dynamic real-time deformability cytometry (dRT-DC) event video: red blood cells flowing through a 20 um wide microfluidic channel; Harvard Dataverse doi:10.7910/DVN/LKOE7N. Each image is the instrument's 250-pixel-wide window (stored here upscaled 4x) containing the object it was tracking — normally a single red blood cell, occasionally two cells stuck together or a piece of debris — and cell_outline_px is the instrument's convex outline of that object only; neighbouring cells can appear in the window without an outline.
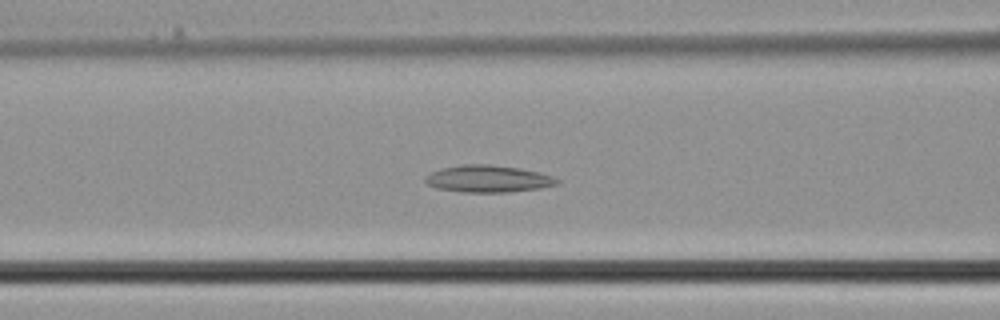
{"species": "common noctule bat (a hibernating species)", "species_latin": "Nyctalus noctula", "temperature_condition": "cold", "stored_images_in_passage": 39, "camera_frame_rate_fps": 3000, "um_per_image_px": 0.085, "animal": {"sex": "male", "body_mass_g": 21.5, "forearm_length_mm": 52.0}, "frame": {"image": 1, "passage_image": 16, "time_ms": 5.0, "image_size_px": [1000, 320], "cell_outline_px": [[560, 184], [540, 188], [508, 192], [460, 192], [436, 188], [428, 184], [424, 180], [424, 176], [432, 172], [444, 168], [464, 164], [488, 164], [520, 168], [540, 172], [552, 176], [560, 180]], "centroid_in_image_um": [41.51, 15.2], "position_along_channel_um": 125.1, "area_um2": 20.81}}
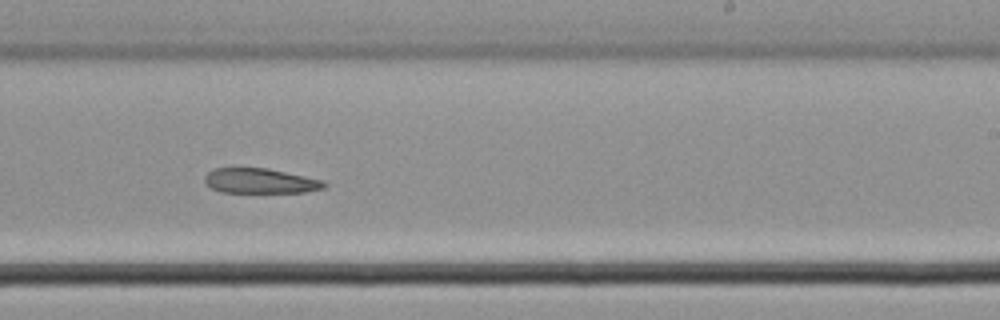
{"frame": {"image": 2, "passage_image": 24, "time_ms": 7.667, "image_size_px": [1000, 320], "cell_outline_px": [[328, 184], [324, 188], [304, 192], [220, 192], [212, 188], [204, 180], [204, 176], [212, 168], [268, 168], [324, 180]], "centroid_in_image_um": [22.13, 15.37], "position_along_channel_um": 266.9, "area_um2": 17.4}}
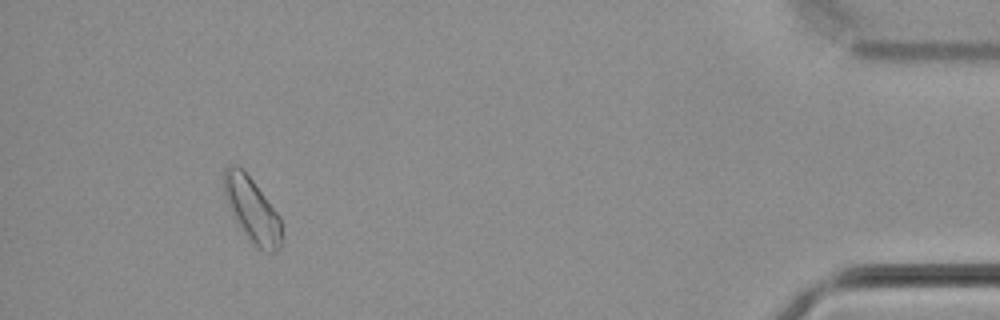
{"frame": {"image": 3, "passage_image": 36, "time_ms": 11.667, "image_size_px": [1000, 320], "cell_outline_px": [[284, 240], [276, 252], [268, 252], [260, 248], [240, 228], [228, 204], [224, 192], [224, 168], [232, 164], [236, 164], [244, 168], [280, 216]], "centroid_in_image_um": [21.46, 17.79], "position_along_channel_um": 413.7, "area_um2": 21.62}}